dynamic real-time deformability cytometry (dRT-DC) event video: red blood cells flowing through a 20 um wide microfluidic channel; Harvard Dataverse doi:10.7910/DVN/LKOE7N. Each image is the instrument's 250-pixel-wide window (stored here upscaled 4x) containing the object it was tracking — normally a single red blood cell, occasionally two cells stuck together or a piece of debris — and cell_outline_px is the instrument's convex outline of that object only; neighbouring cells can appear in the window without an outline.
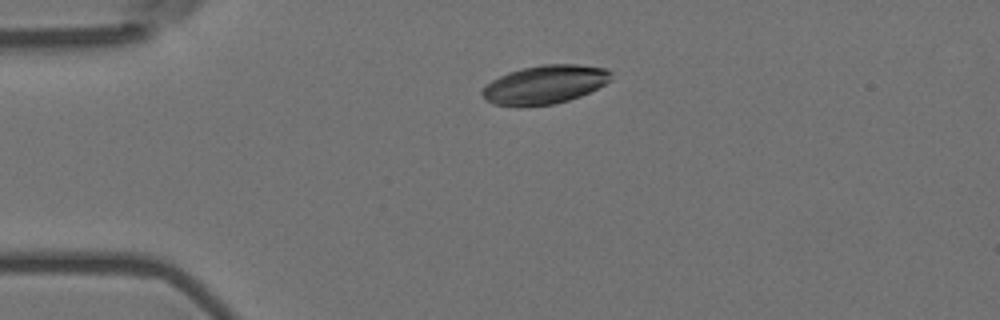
{"species": "Egyptian fruit bat (a non-hibernating species)", "species_latin": "Rousettus aegyptiacus", "temperature_condition": "room temperature", "stored_images_in_passage": 4, "camera_frame_rate_fps": 3000, "um_per_image_px": 0.085, "animal": {"sex": "female"}, "frame": {"image": 1, "passage_image": 3, "time_ms": 0.667, "image_size_px": [1000, 320], "cell_outline_px": [[612, 80], [580, 96], [556, 104], [520, 108], [516, 108], [492, 104], [484, 100], [480, 92], [492, 80], [508, 72], [524, 68], [544, 64], [580, 64], [608, 68], [612, 72]], "centroid_in_image_um": [46.29, 7.21], "position_along_channel_um": 38.7, "area_um2": 29.54}}